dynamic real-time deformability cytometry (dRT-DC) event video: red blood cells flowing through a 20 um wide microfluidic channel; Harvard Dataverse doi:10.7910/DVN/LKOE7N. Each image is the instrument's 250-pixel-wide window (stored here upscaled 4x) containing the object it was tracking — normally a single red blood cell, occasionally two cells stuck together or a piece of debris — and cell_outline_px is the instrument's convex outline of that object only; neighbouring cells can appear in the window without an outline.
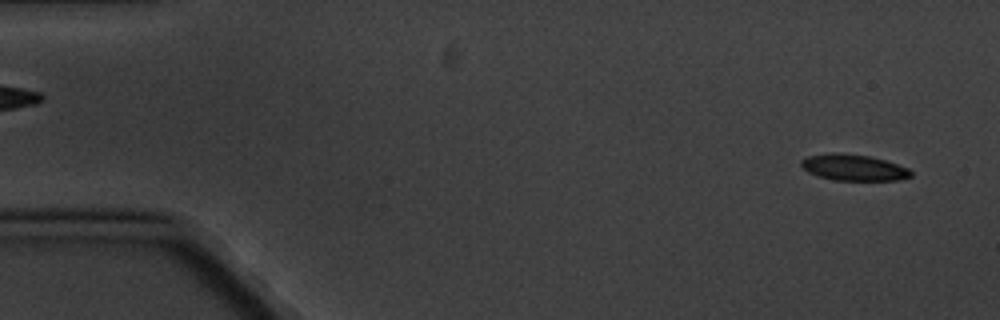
{"species": "common noctule bat (a hibernating species)", "species_latin": "Nyctalus noctula", "temperature_condition": "cold", "stored_images_in_passage": 6, "segment_of_instrument_passage": [2, 2], "camera_frame_rate_fps": 3000, "um_per_image_px": 0.085, "animal": {"sex": "male", "body_mass_g": 20.1, "forearm_length_mm": 53.5}, "frame": {"image": 1, "passage_image": 6, "time_ms": 6.0, "image_size_px": [1000, 320], "cell_outline_px": [[912, 176], [900, 180], [836, 180], [816, 176], [808, 172], [800, 164], [800, 160], [808, 156], [828, 152], [840, 152], [868, 156], [884, 160], [908, 168], [912, 172]], "centroid_in_image_um": [72.52, 14.23], "position_along_channel_um": 12.5, "area_um2": 16.82}}